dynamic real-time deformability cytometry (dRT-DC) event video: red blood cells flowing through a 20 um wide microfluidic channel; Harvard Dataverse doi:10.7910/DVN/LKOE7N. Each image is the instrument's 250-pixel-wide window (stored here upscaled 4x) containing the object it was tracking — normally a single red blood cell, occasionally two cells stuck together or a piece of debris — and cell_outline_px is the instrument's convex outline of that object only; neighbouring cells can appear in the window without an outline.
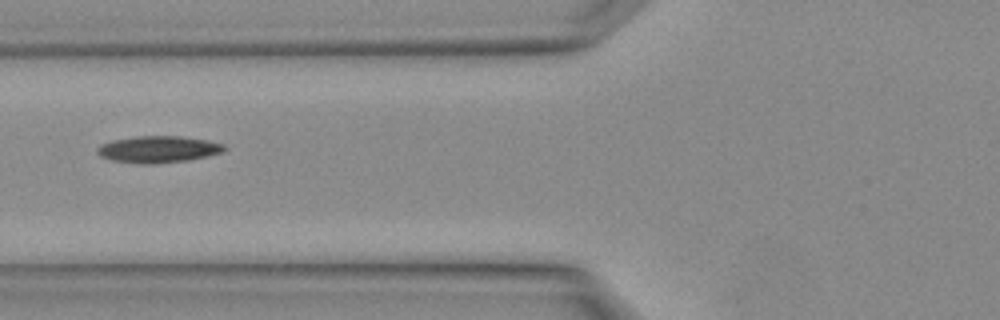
{"species": "Egyptian fruit bat (a non-hibernating species)", "species_latin": "Rousettus aegyptiacus", "temperature_condition": "warm", "stored_images_in_passage": 2, "camera_frame_rate_fps": 3000, "um_per_image_px": 0.085, "animal": {"sex": "female"}, "frame": {"image": 1, "passage_image": 2, "time_ms": 0.333, "image_size_px": [1000, 320], "cell_outline_px": [[228, 148], [224, 152], [208, 156], [188, 160], [152, 164], [140, 164], [112, 160], [100, 156], [96, 152], [96, 148], [100, 144], [112, 140], [136, 136], [180, 136], [208, 140], [224, 144]], "centroid_in_image_um": [13.46, 12.69], "position_along_channel_um": 112.3, "area_um2": 20.0}}